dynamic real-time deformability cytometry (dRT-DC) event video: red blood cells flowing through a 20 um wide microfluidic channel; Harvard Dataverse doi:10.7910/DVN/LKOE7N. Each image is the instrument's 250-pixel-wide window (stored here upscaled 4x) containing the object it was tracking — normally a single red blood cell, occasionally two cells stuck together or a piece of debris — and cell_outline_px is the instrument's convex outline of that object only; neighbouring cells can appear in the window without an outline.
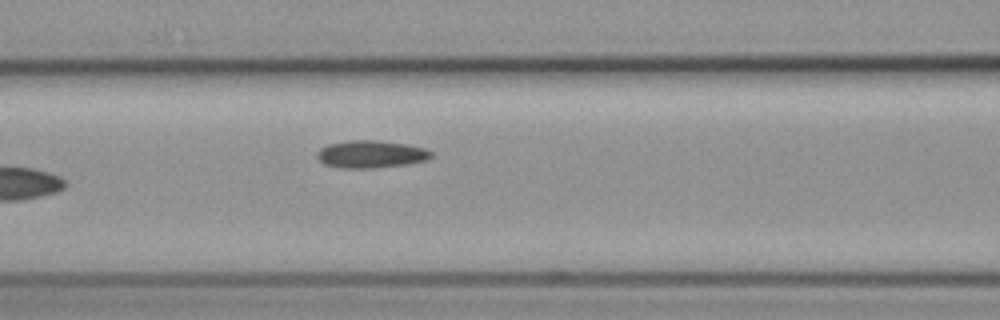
{"species": "common noctule bat (a hibernating species)", "species_latin": "Nyctalus noctula", "temperature_condition": "cold", "stored_images_in_passage": 6, "segment_of_instrument_passage": [1, 2], "camera_frame_rate_fps": 3000, "um_per_image_px": 0.085, "animal": {"sex": "female", "body_mass_g": 19.3, "forearm_length_mm": 54.1}, "frame": {"image": 1, "passage_image": 5, "time_ms": 5.667, "image_size_px": [1000, 320], "cell_outline_px": [[432, 156], [428, 160], [408, 164], [372, 168], [340, 168], [324, 164], [316, 156], [316, 152], [320, 148], [328, 144], [352, 140], [372, 140], [408, 144], [424, 148], [432, 152]], "centroid_in_image_um": [31.53, 13.11], "position_along_channel_um": 135.1, "area_um2": 18.32}}